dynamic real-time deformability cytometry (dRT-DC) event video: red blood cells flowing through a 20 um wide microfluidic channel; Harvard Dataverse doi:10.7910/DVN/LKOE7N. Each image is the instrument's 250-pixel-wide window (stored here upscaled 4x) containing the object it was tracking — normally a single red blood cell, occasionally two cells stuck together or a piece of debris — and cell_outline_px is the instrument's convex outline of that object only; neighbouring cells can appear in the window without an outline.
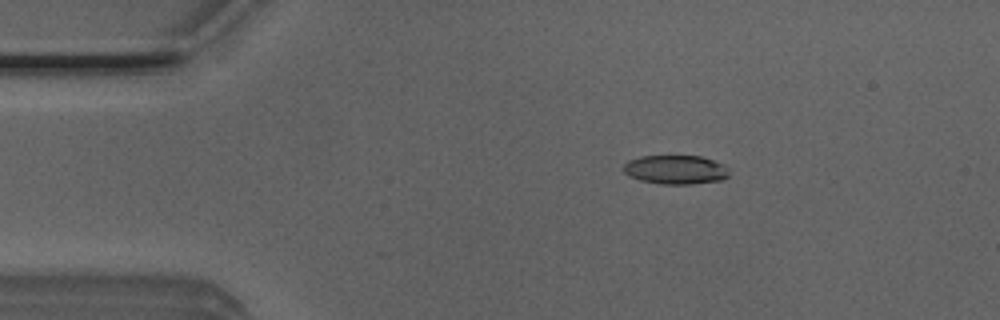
{"species": "Egyptian fruit bat (a non-hibernating species)", "species_latin": "Rousettus aegyptiacus", "temperature_condition": "room temperature", "stored_images_in_passage": 40, "camera_frame_rate_fps": 3000, "um_per_image_px": 0.085, "animal": {"sex": "male"}, "frame": {"image": 1, "passage_image": 9, "time_ms": 2.667, "image_size_px": [1000, 320], "cell_outline_px": [[728, 176], [720, 180], [692, 184], [660, 184], [640, 180], [628, 176], [624, 172], [624, 164], [628, 160], [640, 156], [700, 156], [724, 164], [728, 168]], "centroid_in_image_um": [57.4, 14.42], "position_along_channel_um": 27.6, "area_um2": 17.86}}
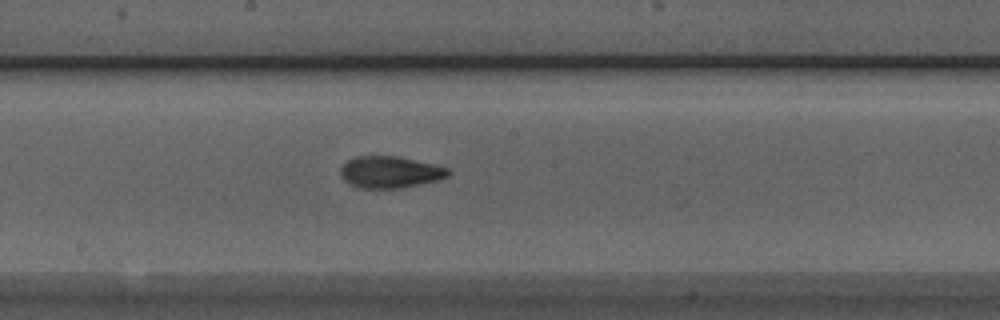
{"frame": {"image": 2, "passage_image": 27, "time_ms": 8.667, "image_size_px": [1000, 320], "cell_outline_px": [[452, 172], [448, 176], [436, 180], [420, 184], [400, 188], [360, 188], [348, 184], [340, 176], [340, 168], [348, 160], [356, 156], [396, 156], [432, 164], [448, 168]], "centroid_in_image_um": [33.12, 14.63], "position_along_channel_um": 215.1, "area_um2": 19.83}}
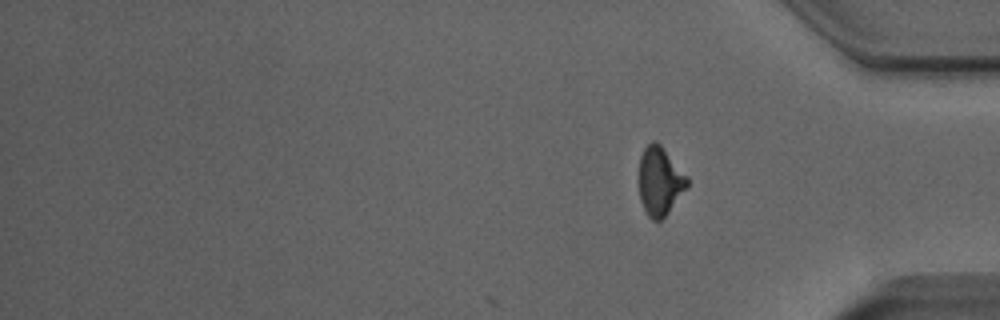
{"frame": {"image": 3, "passage_image": 40, "time_ms": 13.0, "image_size_px": [1000, 320], "cell_outline_px": [[688, 184], [668, 212], [660, 220], [652, 220], [648, 216], [640, 200], [640, 156], [644, 148], [652, 140], [656, 140], [660, 144], [688, 176]], "centroid_in_image_um": [56.08, 15.36], "position_along_channel_um": 379.1, "area_um2": 18.9}, "authors_computed_cell_mechanics": {"area_um2": 19.1318, "velocity_mm_per_s": 4.0215, "shape_relaxation_time_tau1_ms": 5.1913, "shape_relaxation_time_tau2_ms": 1.955, "deformation_change_tau1": 0.1775, "deformation_change_tau2": 0.0959}}